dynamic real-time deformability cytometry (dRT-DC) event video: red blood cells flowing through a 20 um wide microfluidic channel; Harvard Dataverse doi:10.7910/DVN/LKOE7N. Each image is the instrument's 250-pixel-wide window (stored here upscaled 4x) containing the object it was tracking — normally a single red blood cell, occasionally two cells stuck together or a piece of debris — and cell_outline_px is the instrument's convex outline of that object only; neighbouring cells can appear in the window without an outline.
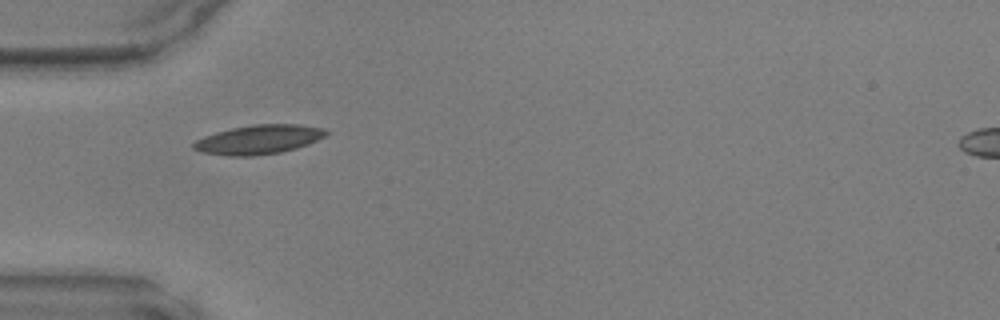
{"species": "common noctule bat (a hibernating species)", "species_latin": "Nyctalus noctula", "temperature_condition": "warm", "stored_images_in_passage": 34, "camera_frame_rate_fps": 3000, "um_per_image_px": 0.085, "animal": {"sex": "male", "body_mass_g": 17.9, "forearm_length_mm": 54.2}, "frame": {"image": 1, "passage_image": 1, "time_ms": 0.0, "image_size_px": [1000, 320], "cell_outline_px": [[328, 132], [324, 136], [308, 144], [296, 148], [280, 152], [256, 156], [228, 156], [200, 152], [192, 148], [192, 144], [196, 140], [204, 136], [216, 132], [232, 128], [252, 124], [296, 124], [324, 128]], "centroid_in_image_um": [21.95, 11.86], "position_along_channel_um": 63.1, "area_um2": 22.54}}
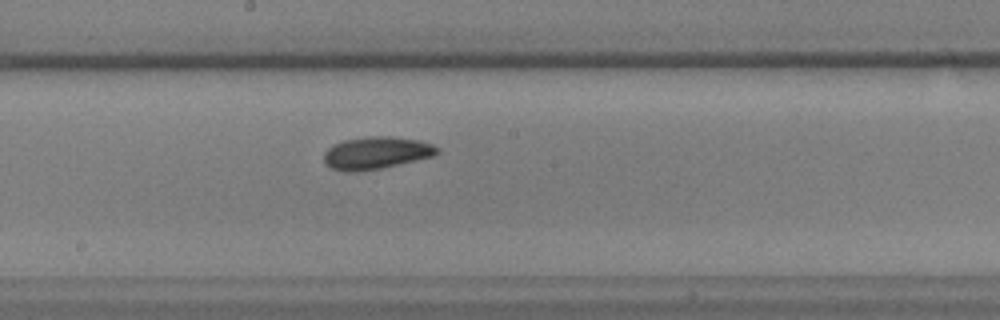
{"frame": {"image": 2, "passage_image": 12, "time_ms": 3.667, "image_size_px": [1000, 320], "cell_outline_px": [[440, 152], [432, 156], [380, 168], [356, 172], [344, 172], [332, 168], [324, 164], [324, 152], [332, 144], [344, 140], [372, 136], [388, 136], [420, 140], [432, 144], [440, 148]], "centroid_in_image_um": [31.95, 12.99], "position_along_channel_um": 216.2, "area_um2": 21.33}}
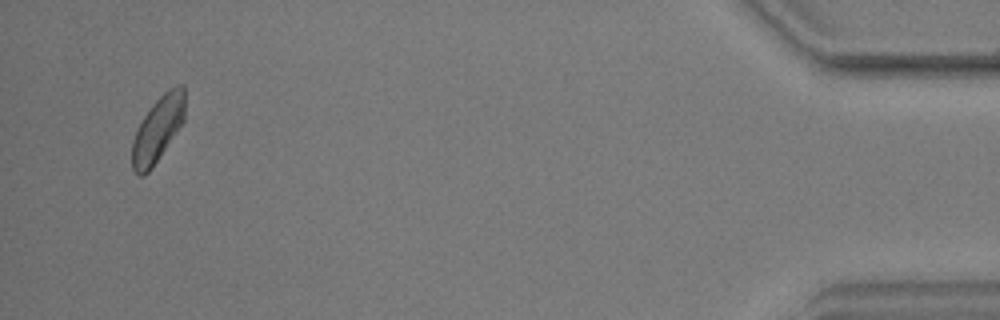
{"frame": {"image": 3, "passage_image": 32, "time_ms": 10.333, "image_size_px": [1000, 320], "cell_outline_px": [[184, 120], [152, 168], [144, 176], [140, 176], [132, 168], [132, 140], [144, 116], [152, 104], [168, 88], [176, 84], [184, 84]], "centroid_in_image_um": [13.41, 10.96], "position_along_channel_um": 421.8, "area_um2": 19.88}}